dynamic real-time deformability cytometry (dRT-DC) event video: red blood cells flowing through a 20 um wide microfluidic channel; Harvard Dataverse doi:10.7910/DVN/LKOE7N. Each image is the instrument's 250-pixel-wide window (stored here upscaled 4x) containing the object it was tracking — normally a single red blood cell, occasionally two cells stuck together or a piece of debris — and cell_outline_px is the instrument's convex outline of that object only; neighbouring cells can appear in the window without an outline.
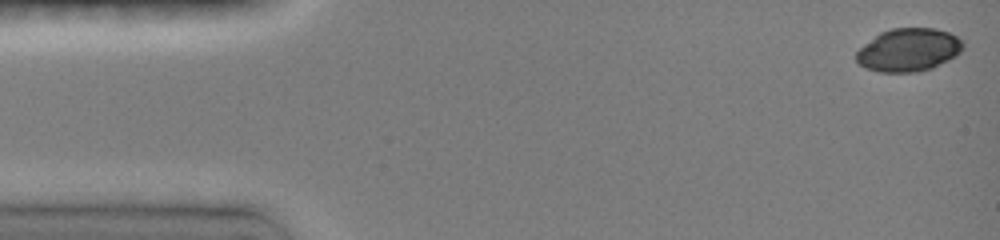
{"species": "common noctule bat (a hibernating species)", "species_latin": "Nyctalus noctula", "temperature_condition": "room temperature", "stored_images_in_passage": 9, "camera_frame_rate_fps": 3000, "um_per_image_px": 0.085, "animal": {"sex": "female", "body_mass_g": 19.0, "forearm_length_mm": 51.5}, "frame": {"image": 1, "passage_image": 1, "time_ms": 0.0, "image_size_px": [1000, 240], "cell_outline_px": [[964, 48], [956, 56], [932, 68], [916, 72], [880, 72], [868, 68], [860, 64], [856, 60], [856, 52], [864, 44], [880, 32], [892, 28], [936, 28], [948, 32], [956, 36], [964, 44]], "centroid_in_image_um": [77.24, 4.24], "position_along_channel_um": 7.8, "area_um2": 26.7}}
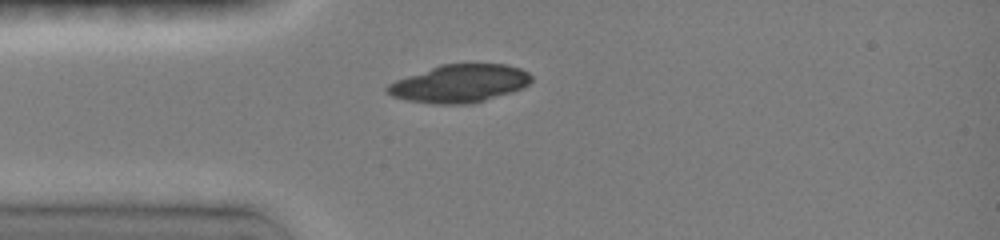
{"frame": {"image": 2, "passage_image": 8, "time_ms": 3.667, "image_size_px": [1000, 240], "cell_outline_px": [[532, 80], [524, 88], [512, 92], [472, 104], [432, 104], [408, 100], [392, 96], [384, 88], [388, 84], [396, 80], [440, 64], [508, 64], [520, 68], [528, 72], [532, 76]], "centroid_in_image_um": [39.09, 7.1], "position_along_channel_um": 45.9, "area_um2": 31.91}}